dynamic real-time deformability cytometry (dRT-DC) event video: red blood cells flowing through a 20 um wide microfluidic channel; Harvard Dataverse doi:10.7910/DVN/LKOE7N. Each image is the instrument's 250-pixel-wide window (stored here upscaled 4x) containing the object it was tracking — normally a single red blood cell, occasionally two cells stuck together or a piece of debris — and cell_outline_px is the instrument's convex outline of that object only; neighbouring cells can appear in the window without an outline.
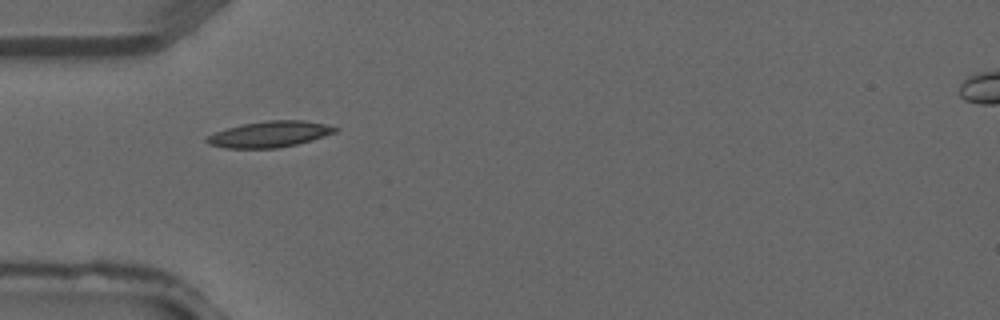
{"species": "common noctule bat (a hibernating species)", "species_latin": "Nyctalus noctula", "temperature_condition": "warm", "stored_images_in_passage": 2, "camera_frame_rate_fps": 3000, "um_per_image_px": 0.085, "animal": {"sex": "male", "forearm_length_mm": 52.5}, "frame": {"image": 1, "passage_image": 2, "time_ms": 0.333, "image_size_px": [1000, 320], "cell_outline_px": [[340, 128], [336, 132], [312, 140], [296, 144], [276, 148], [224, 148], [208, 144], [204, 140], [208, 136], [216, 132], [228, 128], [244, 124], [268, 120], [304, 120], [324, 124]], "centroid_in_image_um": [22.93, 11.41], "position_along_channel_um": 62.1, "area_um2": 19.31}}